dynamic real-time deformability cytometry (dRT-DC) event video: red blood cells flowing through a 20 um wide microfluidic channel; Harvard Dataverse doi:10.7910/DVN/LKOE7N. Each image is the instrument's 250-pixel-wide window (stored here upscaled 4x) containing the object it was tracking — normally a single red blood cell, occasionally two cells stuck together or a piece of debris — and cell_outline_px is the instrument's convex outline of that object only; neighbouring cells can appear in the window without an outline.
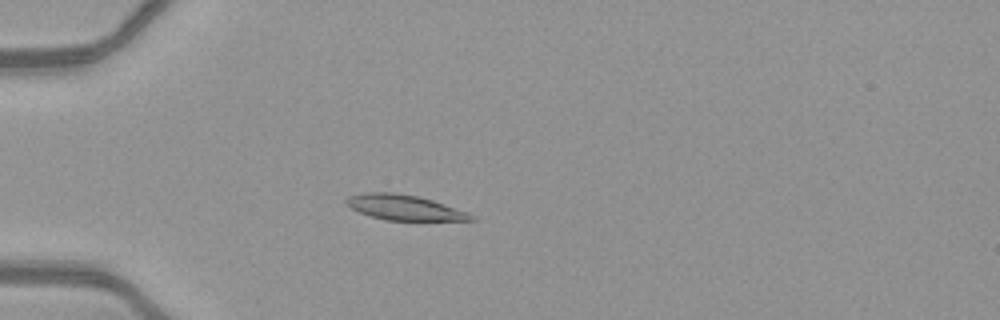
{"species": "common noctule bat (a hibernating species)", "species_latin": "Nyctalus noctula", "temperature_condition": "warm", "stored_images_in_passage": 51, "camera_frame_rate_fps": 3000, "um_per_image_px": 0.085, "animal": {"sex": "female", "body_mass_g": 21.9}, "frame": {"image": 1, "passage_image": 16, "time_ms": 5.0, "image_size_px": [1000, 320], "cell_outline_px": [[476, 220], [384, 220], [360, 212], [344, 204], [344, 200], [348, 196], [368, 192], [396, 192], [416, 196], [432, 200], [468, 212]], "centroid_in_image_um": [34.32, 17.63], "position_along_channel_um": 50.7, "area_um2": 18.15}}
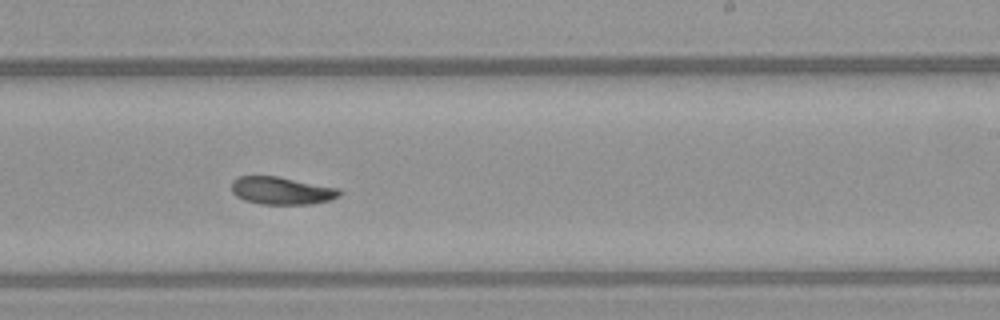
{"frame": {"image": 2, "passage_image": 33, "time_ms": 10.667, "image_size_px": [1000, 320], "cell_outline_px": [[340, 196], [328, 200], [312, 204], [260, 204], [244, 200], [236, 196], [232, 192], [232, 180], [240, 176], [276, 176], [340, 188]], "centroid_in_image_um": [23.92, 16.21], "position_along_channel_um": 265.1, "area_um2": 17.34}}
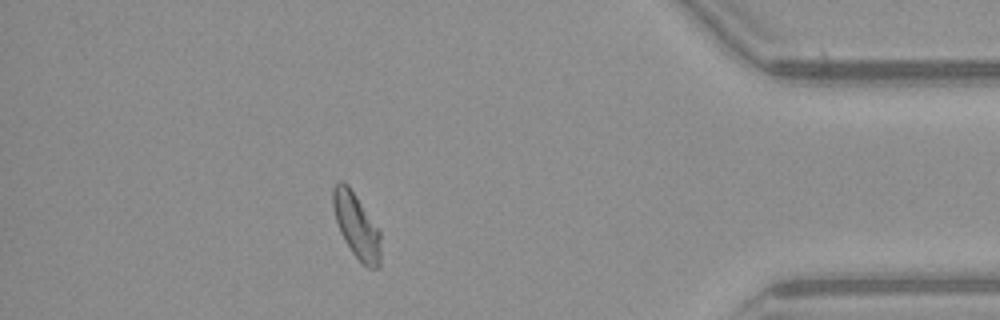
{"frame": {"image": 3, "passage_image": 46, "time_ms": 15.0, "image_size_px": [1000, 320], "cell_outline_px": [[380, 268], [368, 268], [352, 252], [344, 240], [340, 232], [336, 220], [332, 204], [332, 188], [340, 180], [348, 184], [380, 232]], "centroid_in_image_um": [30.28, 19.18], "position_along_channel_um": 404.9, "area_um2": 17.74}, "authors_computed_cell_mechanics": {"area_um2": 18.0336, "velocity_mm_per_s": 4.1291, "shape_relaxation_time_tau1_ms": 3.9396, "shape_relaxation_time_tau2_ms": null, "deformation_change_tau1": 0.1367, "deformation_change_tau2": null}}